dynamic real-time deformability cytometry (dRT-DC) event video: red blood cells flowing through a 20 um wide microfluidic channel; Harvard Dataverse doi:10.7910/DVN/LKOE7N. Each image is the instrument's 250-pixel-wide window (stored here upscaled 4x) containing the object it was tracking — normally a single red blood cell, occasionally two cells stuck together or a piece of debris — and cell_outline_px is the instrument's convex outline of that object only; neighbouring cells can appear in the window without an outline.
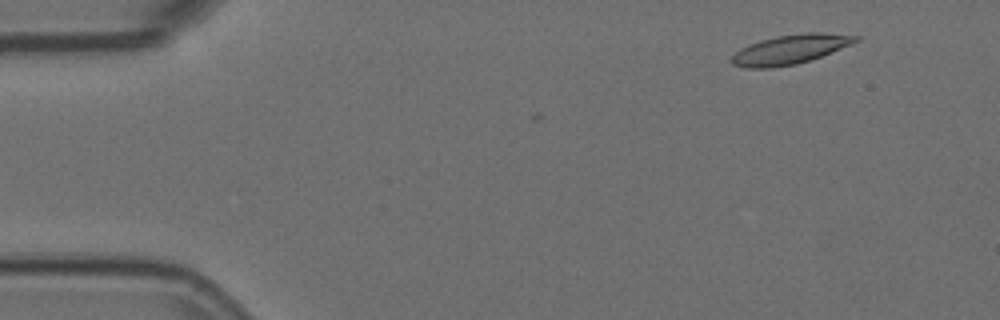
{"species": "Egyptian fruit bat (a non-hibernating species)", "species_latin": "Rousettus aegyptiacus", "temperature_condition": "room temperature", "stored_images_in_passage": 5, "camera_frame_rate_fps": 3000, "um_per_image_px": 0.085, "animal": {"sex": "female"}, "frame": {"image": 1, "passage_image": 1, "time_ms": 0.0, "image_size_px": [1000, 320], "cell_outline_px": [[860, 40], [852, 44], [820, 56], [796, 64], [772, 68], [744, 68], [732, 64], [728, 60], [740, 48], [760, 40], [776, 36], [804, 32], [820, 32], [860, 36]], "centroid_in_image_um": [67.13, 4.19], "position_along_channel_um": 17.9, "area_um2": 21.27}}
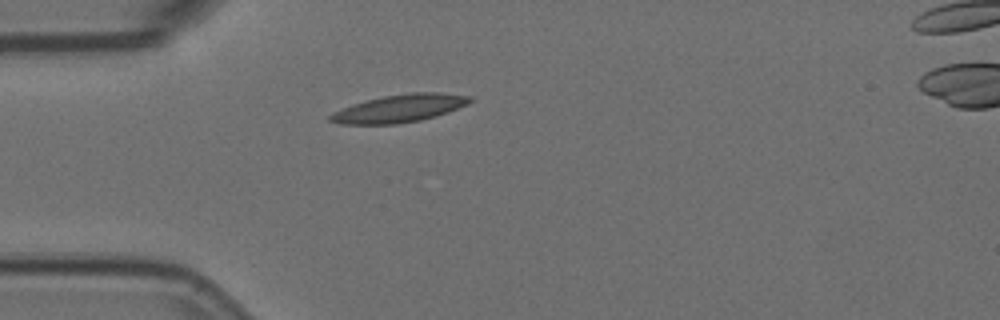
{"frame": {"image": 2, "passage_image": 3, "time_ms": 0.667, "image_size_px": [1000, 320], "cell_outline_px": [[476, 100], [468, 104], [448, 112], [436, 116], [420, 120], [396, 124], [340, 124], [328, 120], [328, 116], [332, 112], [352, 104], [384, 96], [408, 92], [440, 92], [472, 96]], "centroid_in_image_um": [33.99, 9.2], "position_along_channel_um": 51.0, "area_um2": 22.77}}
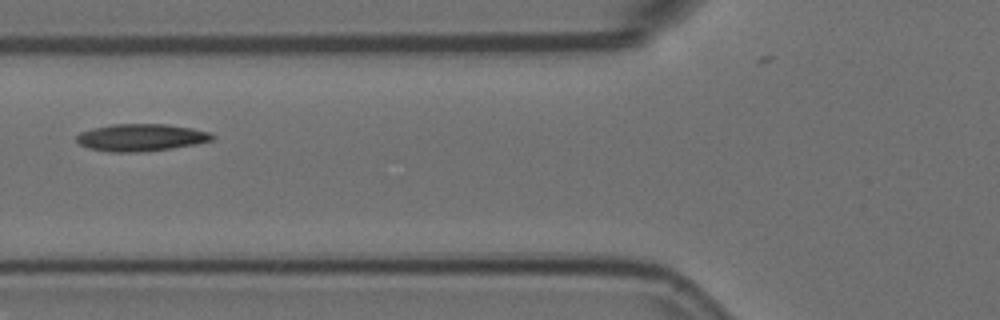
{"frame": {"image": 3, "passage_image": 5, "time_ms": 1.333, "image_size_px": [1000, 320], "cell_outline_px": [[216, 136], [212, 140], [196, 144], [172, 148], [144, 152], [112, 152], [88, 148], [80, 144], [76, 140], [76, 136], [80, 132], [92, 128], [112, 124], [168, 124], [192, 128], [208, 132]], "centroid_in_image_um": [11.98, 11.69], "position_along_channel_um": 113.8, "area_um2": 21.62}}